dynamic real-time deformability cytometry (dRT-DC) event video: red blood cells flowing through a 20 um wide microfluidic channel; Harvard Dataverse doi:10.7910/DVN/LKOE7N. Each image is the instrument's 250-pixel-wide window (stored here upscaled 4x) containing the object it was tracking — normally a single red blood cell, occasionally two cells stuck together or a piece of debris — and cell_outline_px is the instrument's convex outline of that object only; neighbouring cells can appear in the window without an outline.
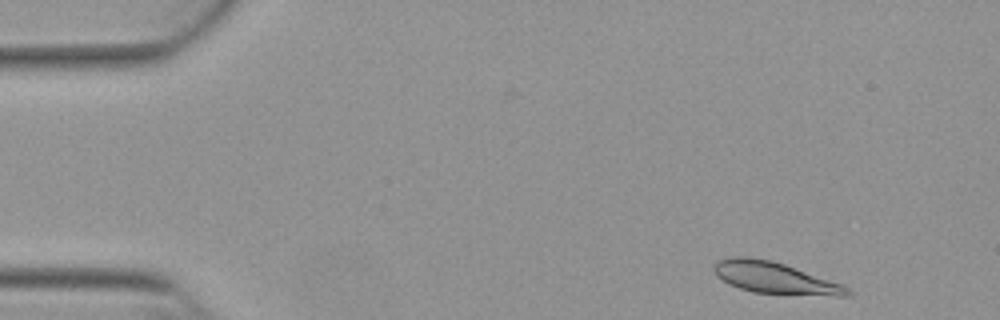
{"species": "Egyptian fruit bat (a non-hibernating species)", "species_latin": "Rousettus aegyptiacus", "temperature_condition": "warm", "stored_images_in_passage": 21, "camera_frame_rate_fps": 3000, "um_per_image_px": 0.085, "animal": {"sex": "female"}, "frame": {"image": 1, "passage_image": 3, "time_ms": 0.667, "image_size_px": [1000, 320], "cell_outline_px": [[852, 292], [848, 296], [836, 296], [752, 292], [728, 284], [716, 276], [712, 268], [720, 260], [732, 256], [744, 256], [772, 260], [784, 264], [840, 284], [848, 288]], "centroid_in_image_um": [65.8, 23.62], "position_along_channel_um": 19.2, "area_um2": 24.16}}
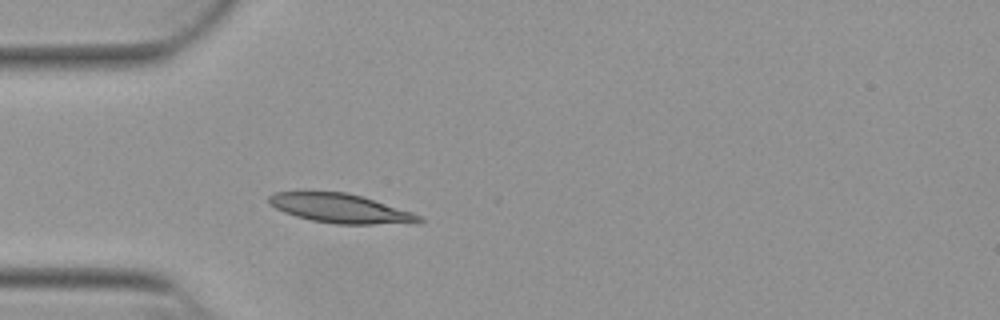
{"frame": {"image": 2, "passage_image": 13, "time_ms": 4.0, "image_size_px": [1000, 320], "cell_outline_px": [[424, 220], [420, 224], [336, 224], [312, 220], [296, 216], [284, 212], [268, 204], [268, 196], [276, 192], [304, 188], [344, 192], [360, 196], [412, 212], [420, 216]], "centroid_in_image_um": [28.86, 17.68], "position_along_channel_um": 56.1, "area_um2": 26.36}}
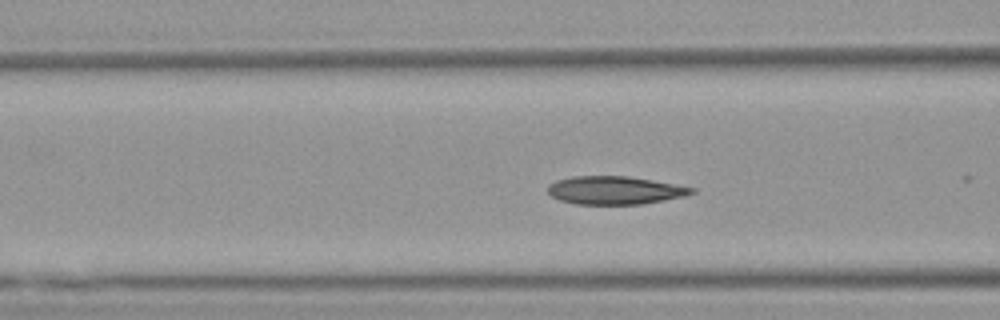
{"frame": {"image": 3, "passage_image": 18, "time_ms": 5.667, "image_size_px": [1000, 320], "cell_outline_px": [[696, 192], [684, 196], [664, 200], [640, 204], [576, 204], [560, 200], [552, 196], [548, 192], [548, 184], [556, 180], [572, 176], [628, 176], [652, 180], [696, 188]], "centroid_in_image_um": [52.25, 16.17], "position_along_channel_um": 114.3, "area_um2": 23.52}}